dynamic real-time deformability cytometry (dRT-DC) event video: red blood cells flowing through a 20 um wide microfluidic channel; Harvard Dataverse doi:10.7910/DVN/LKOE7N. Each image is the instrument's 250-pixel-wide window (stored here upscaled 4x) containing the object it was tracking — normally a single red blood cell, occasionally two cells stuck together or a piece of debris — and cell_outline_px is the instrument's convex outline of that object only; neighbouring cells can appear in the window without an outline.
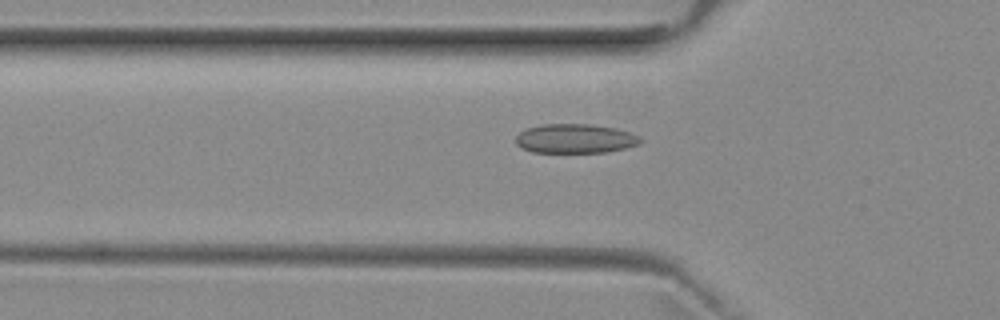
{"species": "common noctule bat (a hibernating species)", "species_latin": "Nyctalus noctula", "temperature_condition": "room temperature", "stored_images_in_passage": 38, "camera_frame_rate_fps": 3000, "um_per_image_px": 0.085, "animal": {"sex": "female", "body_mass_g": 29.2, "forearm_length_mm": 56.3}, "frame": {"image": 1, "passage_image": 3, "time_ms": 0.667, "image_size_px": [1000, 320], "cell_outline_px": [[640, 144], [624, 148], [604, 152], [532, 152], [520, 148], [516, 144], [516, 136], [520, 132], [528, 128], [544, 124], [588, 124], [616, 128], [632, 132], [640, 136]], "centroid_in_image_um": [48.89, 11.78], "position_along_channel_um": 76.9, "area_um2": 21.21}}
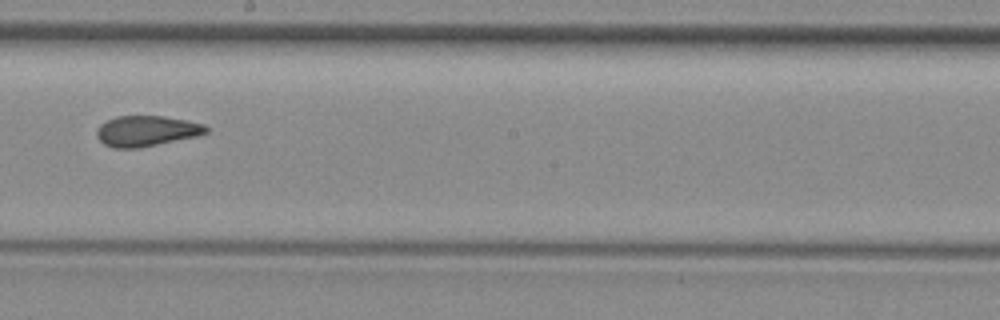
{"frame": {"image": 2, "passage_image": 15, "time_ms": 4.667, "image_size_px": [1000, 320], "cell_outline_px": [[208, 132], [196, 136], [136, 148], [116, 148], [104, 144], [96, 136], [96, 128], [100, 124], [116, 116], [164, 116], [204, 124], [208, 128]], "centroid_in_image_um": [12.41, 11.12], "position_along_channel_um": 235.8, "area_um2": 19.25}}
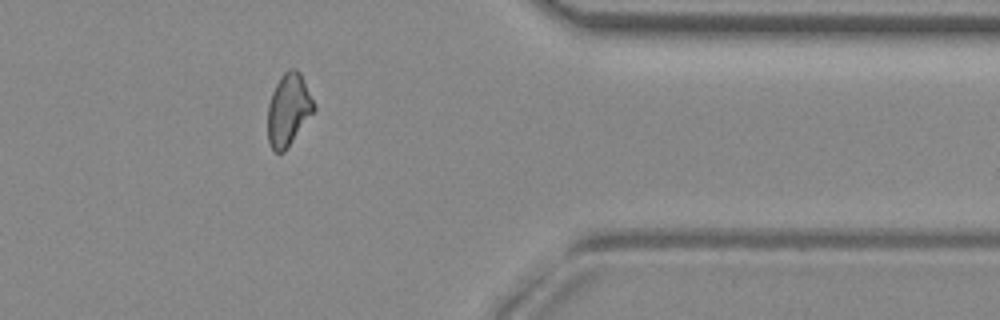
{"frame": {"image": 3, "passage_image": 28, "time_ms": 9.0, "image_size_px": [1000, 320], "cell_outline_px": [[316, 112], [288, 148], [284, 152], [276, 152], [272, 148], [268, 140], [268, 104], [272, 92], [276, 84], [284, 72], [288, 68], [296, 68], [300, 72], [316, 104]], "centroid_in_image_um": [24.56, 9.33], "position_along_channel_um": 386.8, "area_um2": 19.88}, "authors_computed_cell_mechanics": {"area_um2": 19.652, "velocity_mm_per_s": 3.9571, "shape_relaxation_time_tau1_ms": null, "shape_relaxation_time_tau2_ms": 2.0094, "deformation_change_tau1": null, "deformation_change_tau2": 0.0684}}